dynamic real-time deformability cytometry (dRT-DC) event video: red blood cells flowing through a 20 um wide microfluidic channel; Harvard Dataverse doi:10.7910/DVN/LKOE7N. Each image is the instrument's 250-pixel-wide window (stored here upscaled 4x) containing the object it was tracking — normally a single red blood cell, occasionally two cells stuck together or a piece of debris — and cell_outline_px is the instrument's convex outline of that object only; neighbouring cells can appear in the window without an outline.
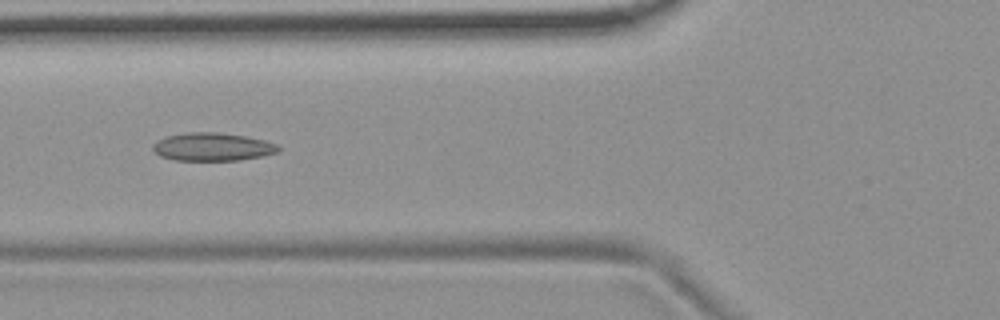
{"species": "common noctule bat (a hibernating species)", "species_latin": "Nyctalus noctula", "temperature_condition": "room temperature", "stored_images_in_passage": 8, "camera_frame_rate_fps": 3000, "um_per_image_px": 0.085, "animal": {"sex": "female", "body_mass_g": 19.9}, "frame": {"image": 1, "passage_image": 6, "time_ms": 6.0, "image_size_px": [1000, 320], "cell_outline_px": [[280, 152], [264, 156], [240, 160], [176, 160], [160, 156], [152, 148], [152, 144], [168, 136], [188, 132], [216, 132], [244, 136], [264, 140], [276, 144], [280, 148]], "centroid_in_image_um": [18.1, 12.49], "position_along_channel_um": 107.7, "area_um2": 20.4}}
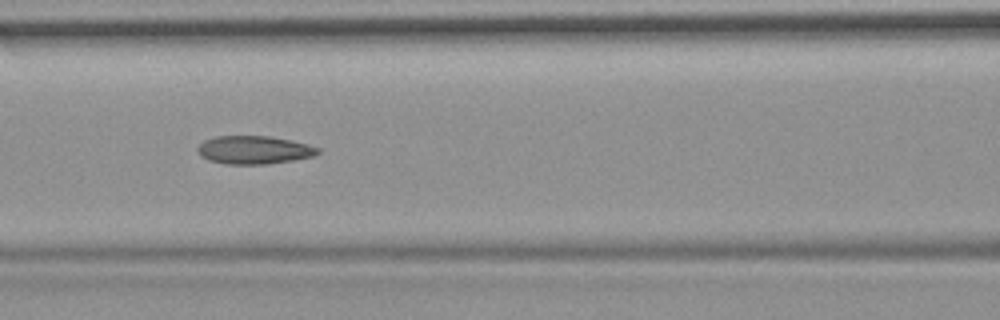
{"frame": {"image": 2, "passage_image": 7, "time_ms": 7.0, "image_size_px": [1000, 320], "cell_outline_px": [[320, 152], [312, 156], [292, 160], [264, 164], [224, 164], [208, 160], [200, 156], [196, 148], [204, 140], [216, 136], [268, 136], [308, 144], [320, 148]], "centroid_in_image_um": [21.55, 12.74], "position_along_channel_um": 145.1, "area_um2": 19.65}}
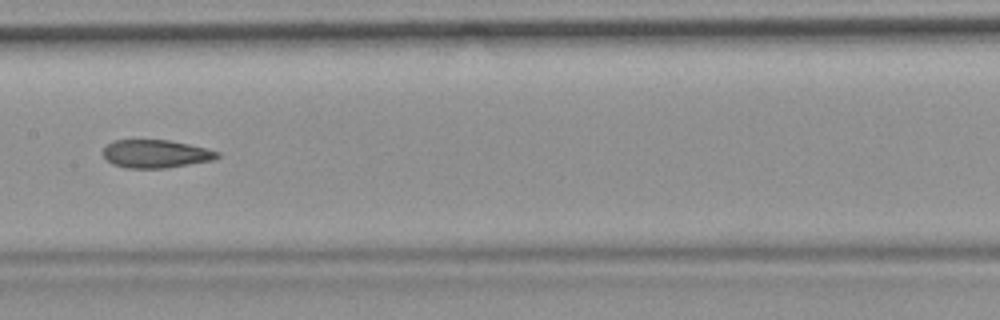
{"frame": {"image": 3, "passage_image": 8, "time_ms": 8.333, "image_size_px": [1000, 320], "cell_outline_px": [[220, 156], [216, 160], [164, 168], [124, 168], [112, 164], [100, 152], [112, 140], [168, 140], [208, 148], [220, 152]], "centroid_in_image_um": [13.25, 13.08], "position_along_channel_um": 194.1, "area_um2": 18.9}}